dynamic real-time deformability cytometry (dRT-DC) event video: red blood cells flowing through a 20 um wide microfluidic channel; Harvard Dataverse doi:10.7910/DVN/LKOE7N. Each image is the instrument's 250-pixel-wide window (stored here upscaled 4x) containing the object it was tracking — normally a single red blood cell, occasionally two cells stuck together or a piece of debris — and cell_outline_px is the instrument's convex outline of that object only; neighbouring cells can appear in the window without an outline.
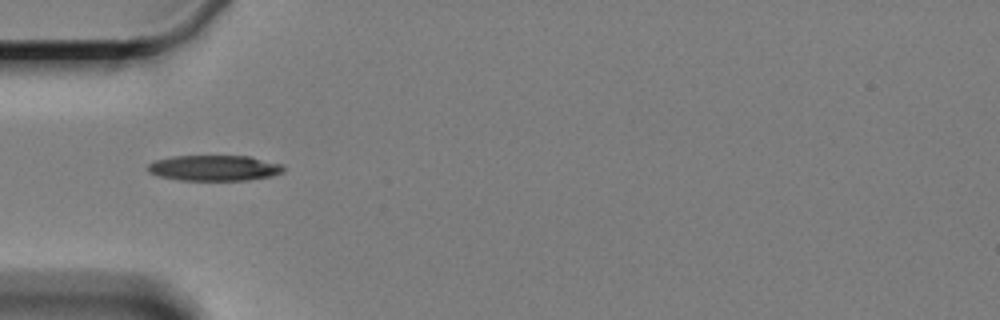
{"species": "Egyptian fruit bat (a non-hibernating species)", "species_latin": "Rousettus aegyptiacus", "temperature_condition": "cold", "stored_images_in_passage": 2, "camera_frame_rate_fps": 3000, "um_per_image_px": 0.085, "animal": {"sex": "female"}, "frame": {"image": 1, "passage_image": 1, "time_ms": 0.0, "image_size_px": [1000, 320], "cell_outline_px": [[284, 172], [272, 176], [248, 180], [180, 180], [156, 176], [148, 172], [148, 164], [156, 160], [172, 156], [248, 156], [284, 164]], "centroid_in_image_um": [18.23, 14.28], "position_along_channel_um": 66.8, "area_um2": 20.4}}
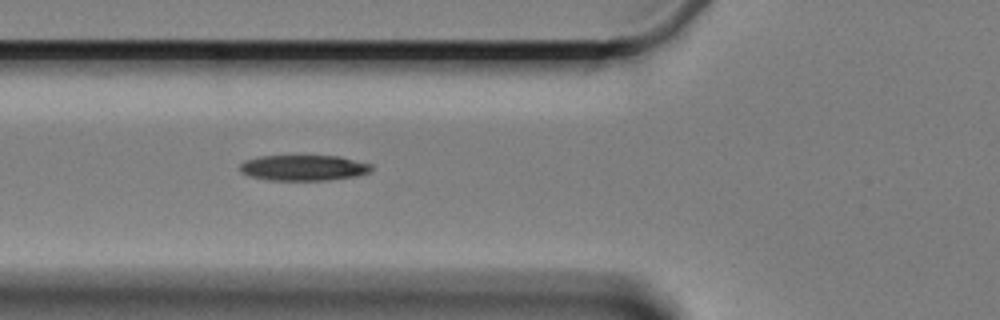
{"frame": {"image": 2, "passage_image": 2, "time_ms": 1.0, "image_size_px": [1000, 320], "cell_outline_px": [[372, 168], [368, 172], [356, 176], [328, 180], [268, 180], [248, 176], [240, 172], [240, 164], [248, 160], [260, 156], [340, 156], [372, 164]], "centroid_in_image_um": [25.8, 14.26], "position_along_channel_um": 100.0, "area_um2": 19.59}}